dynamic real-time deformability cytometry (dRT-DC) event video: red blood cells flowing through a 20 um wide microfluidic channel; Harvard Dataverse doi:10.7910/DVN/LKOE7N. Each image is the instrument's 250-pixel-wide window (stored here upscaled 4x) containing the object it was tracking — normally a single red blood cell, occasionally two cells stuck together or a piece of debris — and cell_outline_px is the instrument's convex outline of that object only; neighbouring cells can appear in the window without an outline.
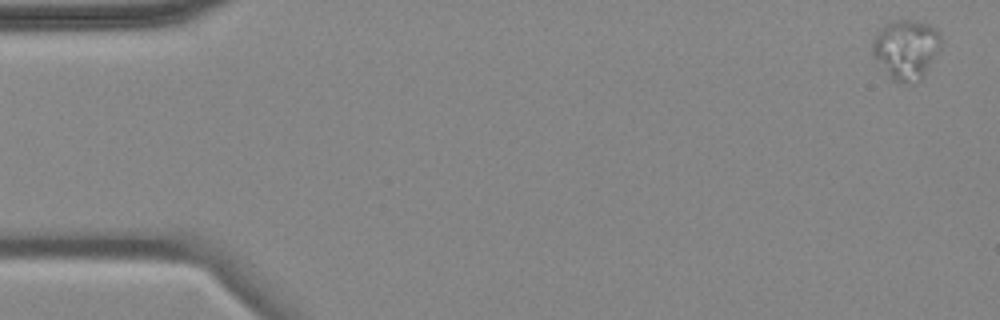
{"species": "common noctule bat (a hibernating species)", "species_latin": "Nyctalus noctula", "temperature_condition": "cold", "stored_images_in_passage": 6, "camera_frame_rate_fps": 3000, "um_per_image_px": 0.085, "animal": {"sex": "female", "body_mass_g": 18.4}, "frame": {"image": 1, "passage_image": 1, "time_ms": 0.0, "image_size_px": [1000, 320], "cell_outline_px": [[940, 48], [920, 80], [912, 84], [904, 84], [892, 80], [872, 52], [872, 40], [876, 32], [884, 24], [892, 20], [912, 20], [928, 24], [936, 28], [940, 32]], "centroid_in_image_um": [77.01, 4.17], "position_along_channel_um": 8.0, "area_um2": 23.76}}